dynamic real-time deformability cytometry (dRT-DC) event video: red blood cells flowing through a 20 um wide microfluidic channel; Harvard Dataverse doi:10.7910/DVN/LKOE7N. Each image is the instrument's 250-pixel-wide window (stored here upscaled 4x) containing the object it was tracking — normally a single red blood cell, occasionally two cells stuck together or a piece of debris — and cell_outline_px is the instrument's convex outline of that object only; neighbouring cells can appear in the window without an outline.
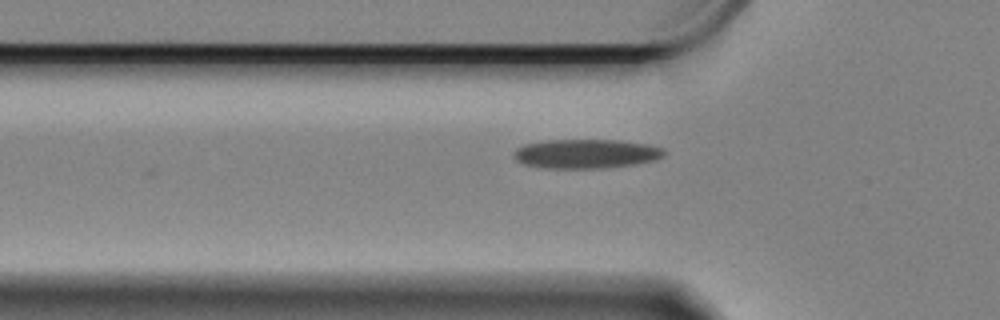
{"species": "Egyptian fruit bat (a non-hibernating species)", "species_latin": "Rousettus aegyptiacus", "temperature_condition": "cold", "stored_images_in_passage": 30, "camera_frame_rate_fps": 3000, "um_per_image_px": 0.085, "animal": {"sex": "female"}, "frame": {"image": 1, "passage_image": 2, "time_ms": 0.333, "image_size_px": [1000, 320], "cell_outline_px": [[664, 156], [656, 160], [632, 164], [604, 168], [540, 168], [524, 164], [516, 160], [512, 156], [512, 152], [516, 148], [524, 144], [548, 140], [620, 140], [648, 144], [664, 148]], "centroid_in_image_um": [49.78, 13.07], "position_along_channel_um": 76.0, "area_um2": 25.78}}
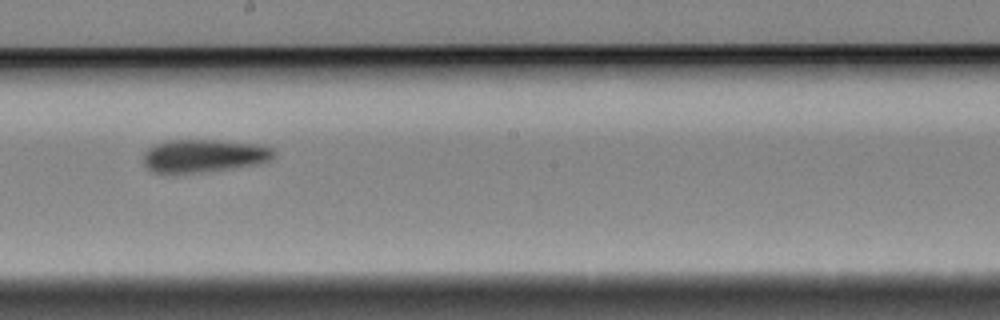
{"frame": {"image": 2, "passage_image": 16, "time_ms": 5.0, "image_size_px": [1000, 320], "cell_outline_px": [[276, 156], [268, 160], [256, 164], [232, 168], [168, 176], [152, 172], [144, 168], [144, 152], [148, 148], [156, 144], [168, 140], [216, 140], [260, 144], [272, 148], [276, 152]], "centroid_in_image_um": [17.26, 13.27], "position_along_channel_um": 230.9, "area_um2": 25.66}}
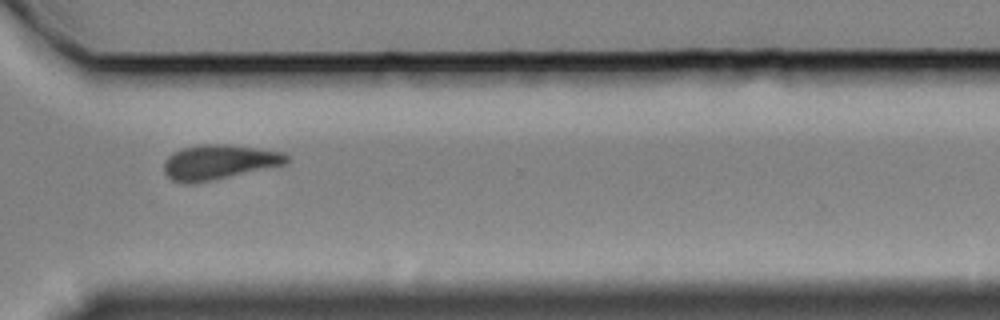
{"frame": {"image": 3, "passage_image": 27, "time_ms": 8.667, "image_size_px": [1000, 320], "cell_outline_px": [[288, 164], [192, 184], [184, 184], [172, 180], [164, 172], [164, 160], [172, 152], [184, 148], [204, 144], [228, 144], [284, 152], [288, 156]], "centroid_in_image_um": [18.6, 13.78], "position_along_channel_um": 352.0, "area_um2": 24.85}, "authors_computed_cell_mechanics": {"area_um2": 24.7673, "velocity_mm_per_s": 3.3039, "shape_relaxation_time_tau1_ms": null, "shape_relaxation_time_tau2_ms": 7.6263, "deformation_change_tau1": null, "deformation_change_tau2": 0.1449}}